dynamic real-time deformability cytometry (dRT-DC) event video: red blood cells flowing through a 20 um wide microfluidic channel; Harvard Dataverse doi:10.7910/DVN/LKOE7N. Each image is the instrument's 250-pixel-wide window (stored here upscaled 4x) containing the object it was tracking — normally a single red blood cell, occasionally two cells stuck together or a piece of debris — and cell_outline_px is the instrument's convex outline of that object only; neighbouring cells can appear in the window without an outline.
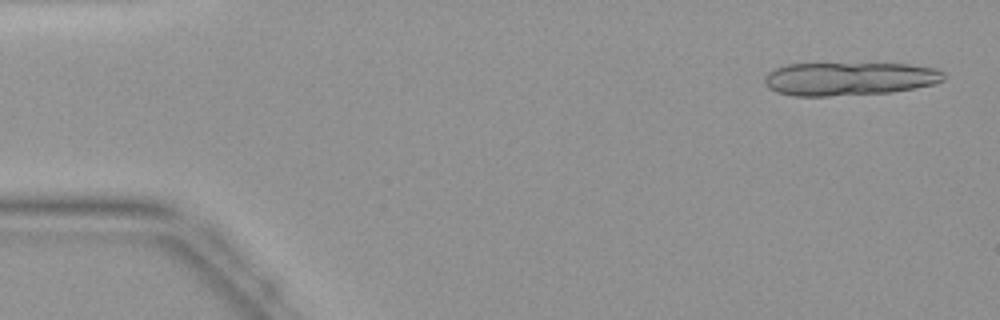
{"species": "common noctule bat (a hibernating species)", "species_latin": "Nyctalus noctula", "temperature_condition": "warm", "stored_images_in_passage": 10, "camera_frame_rate_fps": 3000, "um_per_image_px": 0.085, "animal": {"sex": "female", "body_mass_g": 19.9}, "frame": {"image": 1, "passage_image": 2, "time_ms": 0.333, "image_size_px": [1000, 320], "cell_outline_px": [[944, 80], [936, 84], [916, 88], [892, 92], [828, 96], [792, 96], [776, 92], [768, 88], [764, 84], [764, 76], [768, 72], [776, 68], [788, 64], [908, 64], [932, 68], [944, 72]], "centroid_in_image_um": [72.17, 6.7], "position_along_channel_um": 12.8, "area_um2": 34.85}}